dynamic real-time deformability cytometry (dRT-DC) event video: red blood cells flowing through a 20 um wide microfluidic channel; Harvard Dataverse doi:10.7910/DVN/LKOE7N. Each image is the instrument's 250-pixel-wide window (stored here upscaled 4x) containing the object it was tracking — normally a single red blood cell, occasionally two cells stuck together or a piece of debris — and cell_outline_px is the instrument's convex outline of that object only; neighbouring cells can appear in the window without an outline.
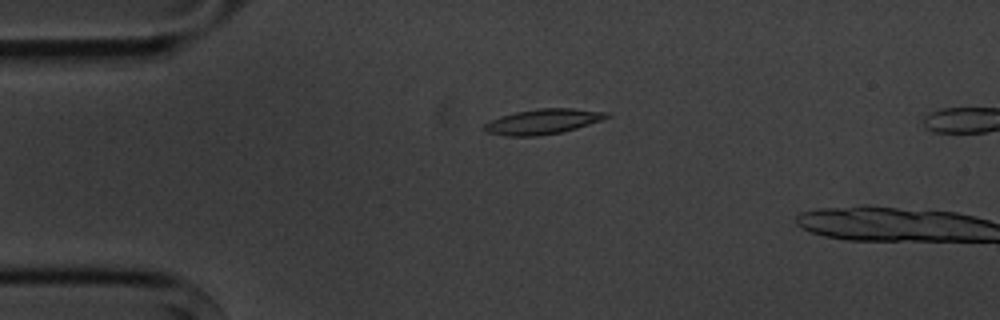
{"species": "common noctule bat (a hibernating species)", "species_latin": "Nyctalus noctula", "temperature_condition": "cold", "stored_images_in_passage": 5, "camera_frame_rate_fps": 3000, "um_per_image_px": 0.085, "animal": {"sex": "male", "body_mass_g": 20.1, "forearm_length_mm": 53.5}, "frame": {"image": 1, "passage_image": 4, "time_ms": 3.333, "image_size_px": [1000, 320], "cell_outline_px": [[612, 116], [604, 120], [576, 128], [560, 132], [536, 136], [504, 136], [484, 132], [484, 124], [500, 116], [516, 112], [540, 108], [572, 108], [608, 112]], "centroid_in_image_um": [46.16, 10.33], "position_along_channel_um": 38.8, "area_um2": 17.98}}